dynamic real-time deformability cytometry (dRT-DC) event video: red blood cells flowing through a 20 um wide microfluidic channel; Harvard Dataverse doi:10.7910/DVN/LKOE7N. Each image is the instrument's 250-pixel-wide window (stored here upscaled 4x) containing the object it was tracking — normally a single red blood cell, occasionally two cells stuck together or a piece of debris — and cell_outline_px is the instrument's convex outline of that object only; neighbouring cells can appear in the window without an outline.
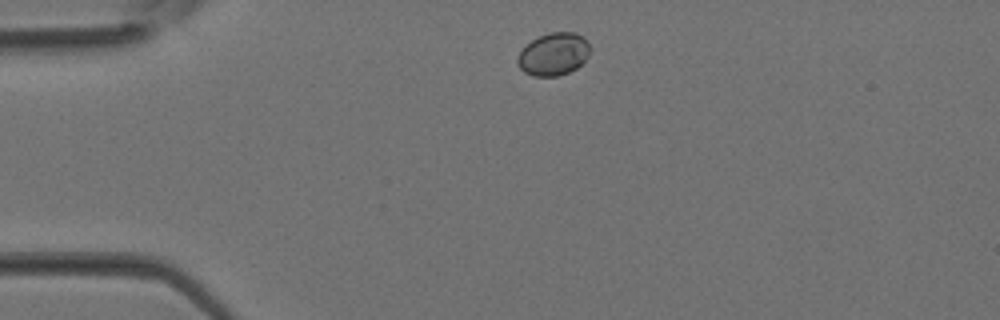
{"species": "Egyptian fruit bat (a non-hibernating species)", "species_latin": "Rousettus aegyptiacus", "temperature_condition": "room temperature", "stored_images_in_passage": 2, "camera_frame_rate_fps": 3000, "um_per_image_px": 0.085, "animal": {"sex": "female"}, "frame": {"image": 1, "passage_image": 1, "time_ms": 0.0, "image_size_px": [1000, 320], "cell_outline_px": [[588, 56], [576, 68], [568, 72], [556, 76], [532, 76], [524, 72], [516, 64], [516, 60], [520, 52], [532, 40], [548, 32], [576, 32], [584, 36], [588, 40]], "centroid_in_image_um": [47.04, 4.59], "position_along_channel_um": 38.0, "area_um2": 17.92}}
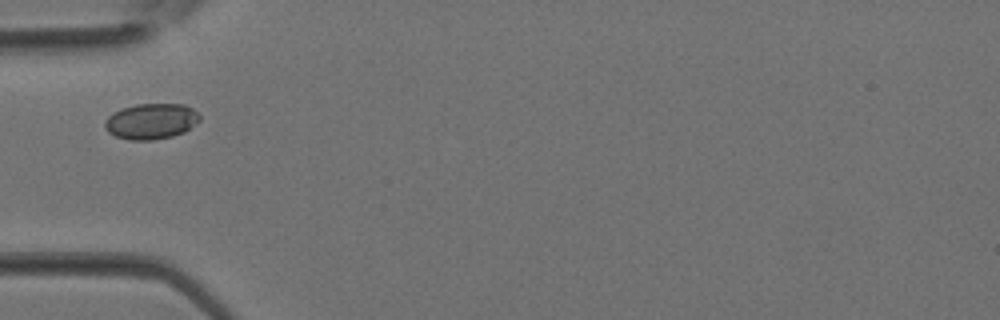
{"frame": {"image": 2, "passage_image": 2, "time_ms": 0.333, "image_size_px": [1000, 320], "cell_outline_px": [[200, 120], [196, 124], [184, 132], [172, 136], [152, 140], [128, 140], [116, 136], [108, 132], [104, 128], [104, 124], [108, 116], [112, 112], [120, 108], [136, 104], [184, 104], [192, 108], [200, 116]], "centroid_in_image_um": [12.83, 10.3], "position_along_channel_um": 72.2, "area_um2": 19.88}}